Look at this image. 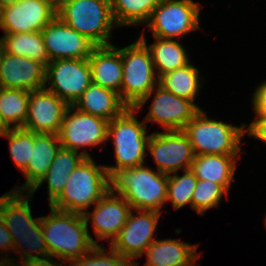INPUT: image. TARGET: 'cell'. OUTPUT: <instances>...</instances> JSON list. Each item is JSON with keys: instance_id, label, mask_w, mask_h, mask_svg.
Returning <instances> with one entry per match:
<instances>
[{"instance_id": "52a82bcc", "label": "cell", "mask_w": 266, "mask_h": 266, "mask_svg": "<svg viewBox=\"0 0 266 266\" xmlns=\"http://www.w3.org/2000/svg\"><path fill=\"white\" fill-rule=\"evenodd\" d=\"M121 100L133 108L158 85L152 57L146 45L136 41L122 48Z\"/></svg>"}, {"instance_id": "30bf717a", "label": "cell", "mask_w": 266, "mask_h": 266, "mask_svg": "<svg viewBox=\"0 0 266 266\" xmlns=\"http://www.w3.org/2000/svg\"><path fill=\"white\" fill-rule=\"evenodd\" d=\"M108 124V121L81 112L71 105L65 112L58 133L61 147L77 152L84 148V151L80 150L84 157H91L85 148L102 145L108 141Z\"/></svg>"}, {"instance_id": "ffe728a7", "label": "cell", "mask_w": 266, "mask_h": 266, "mask_svg": "<svg viewBox=\"0 0 266 266\" xmlns=\"http://www.w3.org/2000/svg\"><path fill=\"white\" fill-rule=\"evenodd\" d=\"M92 83L115 91L121 98L123 75L122 48L97 46L88 58Z\"/></svg>"}, {"instance_id": "f1b7e54d", "label": "cell", "mask_w": 266, "mask_h": 266, "mask_svg": "<svg viewBox=\"0 0 266 266\" xmlns=\"http://www.w3.org/2000/svg\"><path fill=\"white\" fill-rule=\"evenodd\" d=\"M161 0H110L111 11L118 27L146 24Z\"/></svg>"}, {"instance_id": "f546056e", "label": "cell", "mask_w": 266, "mask_h": 266, "mask_svg": "<svg viewBox=\"0 0 266 266\" xmlns=\"http://www.w3.org/2000/svg\"><path fill=\"white\" fill-rule=\"evenodd\" d=\"M30 91L0 87V113L10 128H23Z\"/></svg>"}, {"instance_id": "7bdbcfd3", "label": "cell", "mask_w": 266, "mask_h": 266, "mask_svg": "<svg viewBox=\"0 0 266 266\" xmlns=\"http://www.w3.org/2000/svg\"><path fill=\"white\" fill-rule=\"evenodd\" d=\"M15 259H5L0 266H18L17 260L14 261Z\"/></svg>"}, {"instance_id": "d590c367", "label": "cell", "mask_w": 266, "mask_h": 266, "mask_svg": "<svg viewBox=\"0 0 266 266\" xmlns=\"http://www.w3.org/2000/svg\"><path fill=\"white\" fill-rule=\"evenodd\" d=\"M251 100L256 115L254 119H266V81L255 88Z\"/></svg>"}, {"instance_id": "f35d334b", "label": "cell", "mask_w": 266, "mask_h": 266, "mask_svg": "<svg viewBox=\"0 0 266 266\" xmlns=\"http://www.w3.org/2000/svg\"><path fill=\"white\" fill-rule=\"evenodd\" d=\"M13 239L7 227L0 218V250L1 253H6L8 250H13Z\"/></svg>"}, {"instance_id": "1f68e13d", "label": "cell", "mask_w": 266, "mask_h": 266, "mask_svg": "<svg viewBox=\"0 0 266 266\" xmlns=\"http://www.w3.org/2000/svg\"><path fill=\"white\" fill-rule=\"evenodd\" d=\"M3 137L8 139L9 152L12 161L23 172L31 160L32 147H34V132L23 128H11Z\"/></svg>"}, {"instance_id": "cb8c5ba5", "label": "cell", "mask_w": 266, "mask_h": 266, "mask_svg": "<svg viewBox=\"0 0 266 266\" xmlns=\"http://www.w3.org/2000/svg\"><path fill=\"white\" fill-rule=\"evenodd\" d=\"M239 157L240 155H195L190 169L198 180L212 181L221 185L229 193Z\"/></svg>"}, {"instance_id": "74e56055", "label": "cell", "mask_w": 266, "mask_h": 266, "mask_svg": "<svg viewBox=\"0 0 266 266\" xmlns=\"http://www.w3.org/2000/svg\"><path fill=\"white\" fill-rule=\"evenodd\" d=\"M54 260V257L44 256L37 258H28L23 260H18V266H66L63 261ZM59 261V262H58Z\"/></svg>"}, {"instance_id": "4fadbf2b", "label": "cell", "mask_w": 266, "mask_h": 266, "mask_svg": "<svg viewBox=\"0 0 266 266\" xmlns=\"http://www.w3.org/2000/svg\"><path fill=\"white\" fill-rule=\"evenodd\" d=\"M133 211H136V215ZM161 214L156 211L132 209L125 225L109 247L133 263L134 259L143 256L149 244L156 239L155 232Z\"/></svg>"}, {"instance_id": "6da1fadb", "label": "cell", "mask_w": 266, "mask_h": 266, "mask_svg": "<svg viewBox=\"0 0 266 266\" xmlns=\"http://www.w3.org/2000/svg\"><path fill=\"white\" fill-rule=\"evenodd\" d=\"M50 213L42 216V232L48 254L67 264L100 246L92 238L84 215L60 211L49 206Z\"/></svg>"}, {"instance_id": "ee69618b", "label": "cell", "mask_w": 266, "mask_h": 266, "mask_svg": "<svg viewBox=\"0 0 266 266\" xmlns=\"http://www.w3.org/2000/svg\"><path fill=\"white\" fill-rule=\"evenodd\" d=\"M10 256H11L10 254H9V257H8L7 254H4V256L2 257V259L0 260V264H1L5 259H12Z\"/></svg>"}, {"instance_id": "7a4b0ae2", "label": "cell", "mask_w": 266, "mask_h": 266, "mask_svg": "<svg viewBox=\"0 0 266 266\" xmlns=\"http://www.w3.org/2000/svg\"><path fill=\"white\" fill-rule=\"evenodd\" d=\"M111 189L105 165L85 157L68 178L61 194L49 205L60 211L85 214Z\"/></svg>"}, {"instance_id": "4dcf8cb0", "label": "cell", "mask_w": 266, "mask_h": 266, "mask_svg": "<svg viewBox=\"0 0 266 266\" xmlns=\"http://www.w3.org/2000/svg\"><path fill=\"white\" fill-rule=\"evenodd\" d=\"M183 171L181 176L178 172L168 175L167 202H172L175 210L188 204L191 207L193 192L198 181L190 168Z\"/></svg>"}, {"instance_id": "d4e9b609", "label": "cell", "mask_w": 266, "mask_h": 266, "mask_svg": "<svg viewBox=\"0 0 266 266\" xmlns=\"http://www.w3.org/2000/svg\"><path fill=\"white\" fill-rule=\"evenodd\" d=\"M138 38L150 51L158 79L166 73L191 63L188 56L189 52H187L182 43H179L178 39L154 37L155 42L148 46L144 31Z\"/></svg>"}, {"instance_id": "ba28073f", "label": "cell", "mask_w": 266, "mask_h": 266, "mask_svg": "<svg viewBox=\"0 0 266 266\" xmlns=\"http://www.w3.org/2000/svg\"><path fill=\"white\" fill-rule=\"evenodd\" d=\"M200 11L201 6L193 0H161L145 25L153 37L180 39L194 30H200Z\"/></svg>"}, {"instance_id": "b9f144b4", "label": "cell", "mask_w": 266, "mask_h": 266, "mask_svg": "<svg viewBox=\"0 0 266 266\" xmlns=\"http://www.w3.org/2000/svg\"><path fill=\"white\" fill-rule=\"evenodd\" d=\"M20 0H0V9L13 5L17 2H19Z\"/></svg>"}, {"instance_id": "8992f818", "label": "cell", "mask_w": 266, "mask_h": 266, "mask_svg": "<svg viewBox=\"0 0 266 266\" xmlns=\"http://www.w3.org/2000/svg\"><path fill=\"white\" fill-rule=\"evenodd\" d=\"M207 116L201 109L182 130L194 154L240 155L246 123L238 127Z\"/></svg>"}, {"instance_id": "3957f363", "label": "cell", "mask_w": 266, "mask_h": 266, "mask_svg": "<svg viewBox=\"0 0 266 266\" xmlns=\"http://www.w3.org/2000/svg\"><path fill=\"white\" fill-rule=\"evenodd\" d=\"M111 189L121 195L133 210L162 213L167 203L168 175L141 165L125 168L111 178Z\"/></svg>"}, {"instance_id": "8fae6325", "label": "cell", "mask_w": 266, "mask_h": 266, "mask_svg": "<svg viewBox=\"0 0 266 266\" xmlns=\"http://www.w3.org/2000/svg\"><path fill=\"white\" fill-rule=\"evenodd\" d=\"M91 83L88 58L51 60L46 66L44 88L69 106L75 103Z\"/></svg>"}, {"instance_id": "44dd1931", "label": "cell", "mask_w": 266, "mask_h": 266, "mask_svg": "<svg viewBox=\"0 0 266 266\" xmlns=\"http://www.w3.org/2000/svg\"><path fill=\"white\" fill-rule=\"evenodd\" d=\"M61 144L56 134L34 133V147L31 160L22 172L26 181L22 186H15L14 191L30 192L46 175Z\"/></svg>"}, {"instance_id": "9a60e30c", "label": "cell", "mask_w": 266, "mask_h": 266, "mask_svg": "<svg viewBox=\"0 0 266 266\" xmlns=\"http://www.w3.org/2000/svg\"><path fill=\"white\" fill-rule=\"evenodd\" d=\"M93 212L87 211L84 215L87 224L91 220L96 239L109 240V246L117 238L125 225L131 205L119 194L110 189L93 206Z\"/></svg>"}, {"instance_id": "f6af8a7d", "label": "cell", "mask_w": 266, "mask_h": 266, "mask_svg": "<svg viewBox=\"0 0 266 266\" xmlns=\"http://www.w3.org/2000/svg\"><path fill=\"white\" fill-rule=\"evenodd\" d=\"M138 264H139L138 262H135V261H134L133 263H131L130 266H138Z\"/></svg>"}, {"instance_id": "d6a6232c", "label": "cell", "mask_w": 266, "mask_h": 266, "mask_svg": "<svg viewBox=\"0 0 266 266\" xmlns=\"http://www.w3.org/2000/svg\"><path fill=\"white\" fill-rule=\"evenodd\" d=\"M224 195L227 196L228 192L221 185L209 180H198L191 200V209L204 216L207 210L218 208Z\"/></svg>"}, {"instance_id": "603a6c76", "label": "cell", "mask_w": 266, "mask_h": 266, "mask_svg": "<svg viewBox=\"0 0 266 266\" xmlns=\"http://www.w3.org/2000/svg\"><path fill=\"white\" fill-rule=\"evenodd\" d=\"M72 106L108 122L119 117L128 108L117 92L94 83L89 85Z\"/></svg>"}, {"instance_id": "9c48e42d", "label": "cell", "mask_w": 266, "mask_h": 266, "mask_svg": "<svg viewBox=\"0 0 266 266\" xmlns=\"http://www.w3.org/2000/svg\"><path fill=\"white\" fill-rule=\"evenodd\" d=\"M152 96L150 110L143 121L158 123L165 131L183 130L201 110L195 102L178 97L158 84L133 107L135 111L142 109Z\"/></svg>"}, {"instance_id": "484cf974", "label": "cell", "mask_w": 266, "mask_h": 266, "mask_svg": "<svg viewBox=\"0 0 266 266\" xmlns=\"http://www.w3.org/2000/svg\"><path fill=\"white\" fill-rule=\"evenodd\" d=\"M81 152L60 147L46 175L30 191L32 195L43 182H47L49 205L61 194L71 173L84 159Z\"/></svg>"}, {"instance_id": "e0dca14e", "label": "cell", "mask_w": 266, "mask_h": 266, "mask_svg": "<svg viewBox=\"0 0 266 266\" xmlns=\"http://www.w3.org/2000/svg\"><path fill=\"white\" fill-rule=\"evenodd\" d=\"M44 45L51 60L86 59L96 47L57 16L42 31Z\"/></svg>"}, {"instance_id": "ac0fdd59", "label": "cell", "mask_w": 266, "mask_h": 266, "mask_svg": "<svg viewBox=\"0 0 266 266\" xmlns=\"http://www.w3.org/2000/svg\"><path fill=\"white\" fill-rule=\"evenodd\" d=\"M46 66L0 48V87L34 91L44 88Z\"/></svg>"}, {"instance_id": "5bb4252c", "label": "cell", "mask_w": 266, "mask_h": 266, "mask_svg": "<svg viewBox=\"0 0 266 266\" xmlns=\"http://www.w3.org/2000/svg\"><path fill=\"white\" fill-rule=\"evenodd\" d=\"M56 16L49 0H20L0 9V28L4 33L38 32Z\"/></svg>"}, {"instance_id": "836d02e7", "label": "cell", "mask_w": 266, "mask_h": 266, "mask_svg": "<svg viewBox=\"0 0 266 266\" xmlns=\"http://www.w3.org/2000/svg\"><path fill=\"white\" fill-rule=\"evenodd\" d=\"M94 246L87 254L72 260L67 266H130L131 263L111 247Z\"/></svg>"}, {"instance_id": "ab89813d", "label": "cell", "mask_w": 266, "mask_h": 266, "mask_svg": "<svg viewBox=\"0 0 266 266\" xmlns=\"http://www.w3.org/2000/svg\"><path fill=\"white\" fill-rule=\"evenodd\" d=\"M11 128L5 123L0 113V137H3Z\"/></svg>"}, {"instance_id": "e575fe53", "label": "cell", "mask_w": 266, "mask_h": 266, "mask_svg": "<svg viewBox=\"0 0 266 266\" xmlns=\"http://www.w3.org/2000/svg\"><path fill=\"white\" fill-rule=\"evenodd\" d=\"M13 251L19 253V260L49 256L44 235L12 236Z\"/></svg>"}, {"instance_id": "2e32d148", "label": "cell", "mask_w": 266, "mask_h": 266, "mask_svg": "<svg viewBox=\"0 0 266 266\" xmlns=\"http://www.w3.org/2000/svg\"><path fill=\"white\" fill-rule=\"evenodd\" d=\"M68 107L64 100L45 88L31 91L23 129L58 135Z\"/></svg>"}, {"instance_id": "83f0119b", "label": "cell", "mask_w": 266, "mask_h": 266, "mask_svg": "<svg viewBox=\"0 0 266 266\" xmlns=\"http://www.w3.org/2000/svg\"><path fill=\"white\" fill-rule=\"evenodd\" d=\"M200 71L191 63L161 76L158 84L178 97L195 101L202 87Z\"/></svg>"}, {"instance_id": "7c38bea8", "label": "cell", "mask_w": 266, "mask_h": 266, "mask_svg": "<svg viewBox=\"0 0 266 266\" xmlns=\"http://www.w3.org/2000/svg\"><path fill=\"white\" fill-rule=\"evenodd\" d=\"M147 150L155 161L157 171L167 175L189 169L195 158L189 138L182 130L153 132Z\"/></svg>"}, {"instance_id": "5b68a950", "label": "cell", "mask_w": 266, "mask_h": 266, "mask_svg": "<svg viewBox=\"0 0 266 266\" xmlns=\"http://www.w3.org/2000/svg\"><path fill=\"white\" fill-rule=\"evenodd\" d=\"M56 14L96 47L113 45L109 42L112 30L119 27L112 15L110 0H72L59 7Z\"/></svg>"}, {"instance_id": "60d3db41", "label": "cell", "mask_w": 266, "mask_h": 266, "mask_svg": "<svg viewBox=\"0 0 266 266\" xmlns=\"http://www.w3.org/2000/svg\"><path fill=\"white\" fill-rule=\"evenodd\" d=\"M53 7L57 10L59 7H61L64 3H67L72 0H49Z\"/></svg>"}, {"instance_id": "8d00e7d4", "label": "cell", "mask_w": 266, "mask_h": 266, "mask_svg": "<svg viewBox=\"0 0 266 266\" xmlns=\"http://www.w3.org/2000/svg\"><path fill=\"white\" fill-rule=\"evenodd\" d=\"M245 134L266 143V119H253L249 125L246 124Z\"/></svg>"}, {"instance_id": "4316f807", "label": "cell", "mask_w": 266, "mask_h": 266, "mask_svg": "<svg viewBox=\"0 0 266 266\" xmlns=\"http://www.w3.org/2000/svg\"><path fill=\"white\" fill-rule=\"evenodd\" d=\"M0 48L6 53L33 59L45 66L50 62L41 31L4 33L0 38Z\"/></svg>"}, {"instance_id": "d6986e66", "label": "cell", "mask_w": 266, "mask_h": 266, "mask_svg": "<svg viewBox=\"0 0 266 266\" xmlns=\"http://www.w3.org/2000/svg\"><path fill=\"white\" fill-rule=\"evenodd\" d=\"M32 197L14 189L0 196V218L11 236L43 235L42 216L31 215Z\"/></svg>"}, {"instance_id": "7402d4cb", "label": "cell", "mask_w": 266, "mask_h": 266, "mask_svg": "<svg viewBox=\"0 0 266 266\" xmlns=\"http://www.w3.org/2000/svg\"><path fill=\"white\" fill-rule=\"evenodd\" d=\"M197 246L177 239H155L143 253L147 260L143 266H196L200 258Z\"/></svg>"}, {"instance_id": "277c9868", "label": "cell", "mask_w": 266, "mask_h": 266, "mask_svg": "<svg viewBox=\"0 0 266 266\" xmlns=\"http://www.w3.org/2000/svg\"><path fill=\"white\" fill-rule=\"evenodd\" d=\"M135 113L137 111L134 108L128 107L108 124L107 138L113 141L116 162L114 166L105 165L110 178L121 169L146 163L145 156L150 135L147 134V124L144 121L139 122Z\"/></svg>"}]
</instances>
